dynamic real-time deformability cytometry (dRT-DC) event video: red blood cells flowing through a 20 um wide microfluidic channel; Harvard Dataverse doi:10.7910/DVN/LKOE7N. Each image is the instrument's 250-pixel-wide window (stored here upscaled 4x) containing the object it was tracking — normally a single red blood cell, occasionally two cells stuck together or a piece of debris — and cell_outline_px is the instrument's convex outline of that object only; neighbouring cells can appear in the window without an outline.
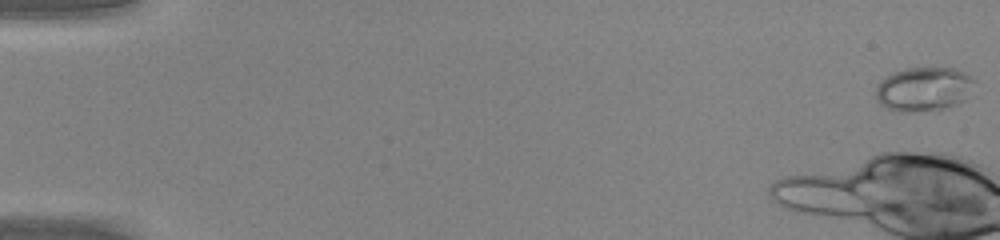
{"species": "common noctule bat (a hibernating species)", "species_latin": "Nyctalus noctula", "temperature_condition": "warm", "stored_images_in_passage": 43, "camera_frame_rate_fps": 3000, "um_per_image_px": 0.085, "animal": {"sex": "male", "body_mass_g": 20.0, "forearm_length_mm": 53.3}, "frame": {"image": 1, "passage_image": 1, "time_ms": 0.0, "image_size_px": [1000, 240], "cell_outline_px": [[976, 80], [964, 100], [956, 104], [944, 108], [912, 112], [900, 112], [888, 108], [880, 104], [876, 96], [876, 88], [880, 80], [904, 68], [956, 68]], "centroid_in_image_um": [78.51, 7.57], "position_along_channel_um": 6.5, "area_um2": 25.09}}
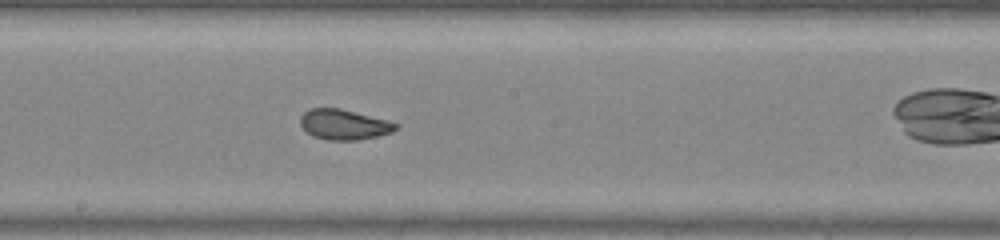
{"frame": {"image": 2, "passage_image": 25, "time_ms": 8.0, "image_size_px": [1000, 240], "cell_outline_px": [[400, 124], [392, 132], [360, 140], [328, 140], [312, 136], [300, 124], [300, 116], [308, 108], [340, 108], [388, 120]], "centroid_in_image_um": [29.23, 10.58], "position_along_channel_um": 219.0, "area_um2": 16.88}}
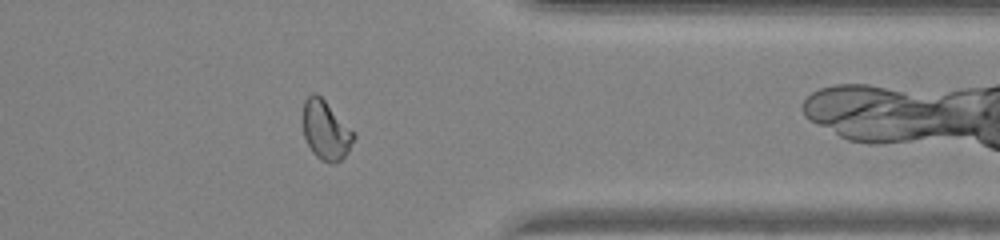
{"frame": {"image": 3, "passage_image": 37, "time_ms": 12.0, "image_size_px": [1000, 240], "cell_outline_px": [[356, 136], [348, 152], [340, 160], [332, 164], [328, 164], [316, 156], [312, 152], [304, 136], [300, 116], [304, 100], [312, 92], [316, 92], [356, 132]], "centroid_in_image_um": [27.67, 11.05], "position_along_channel_um": 383.7, "area_um2": 18.03}}